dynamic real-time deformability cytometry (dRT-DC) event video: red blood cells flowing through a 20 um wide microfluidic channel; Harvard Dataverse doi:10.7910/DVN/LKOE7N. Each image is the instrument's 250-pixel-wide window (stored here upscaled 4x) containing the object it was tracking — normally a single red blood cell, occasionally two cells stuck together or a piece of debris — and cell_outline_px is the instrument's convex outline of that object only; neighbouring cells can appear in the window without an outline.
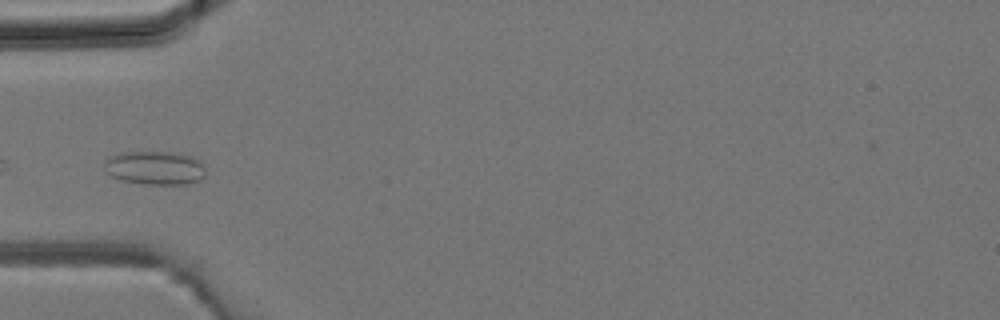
{"species": "common noctule bat (a hibernating species)", "species_latin": "Nyctalus noctula", "temperature_condition": "room temperature", "stored_images_in_passage": 3, "camera_frame_rate_fps": 3000, "um_per_image_px": 0.085, "animal": {"sex": "male", "body_mass_g": 19.2, "forearm_length_mm": 51.8}, "frame": {"image": 1, "passage_image": 3, "time_ms": 0.667, "image_size_px": [1000, 320], "cell_outline_px": [[204, 176], [200, 180], [188, 184], [148, 184], [120, 180], [104, 172], [104, 160], [112, 156], [128, 152], [172, 152], [192, 156], [200, 160], [204, 164]], "centroid_in_image_um": [13.18, 14.27], "position_along_channel_um": 71.8, "area_um2": 19.94}}